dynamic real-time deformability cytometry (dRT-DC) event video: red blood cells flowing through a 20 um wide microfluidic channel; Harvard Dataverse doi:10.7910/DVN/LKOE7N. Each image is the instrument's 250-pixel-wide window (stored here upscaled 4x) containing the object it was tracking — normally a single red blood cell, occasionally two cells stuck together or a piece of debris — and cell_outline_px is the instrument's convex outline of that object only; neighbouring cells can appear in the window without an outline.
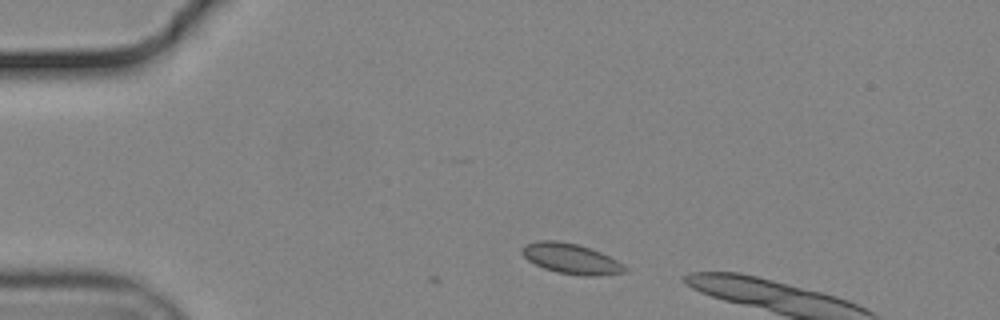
{"species": "common noctule bat (a hibernating species)", "species_latin": "Nyctalus noctula", "temperature_condition": "cold", "stored_images_in_passage": 4, "camera_frame_rate_fps": 3000, "um_per_image_px": 0.085, "animal": {"sex": "male", "body_mass_g": 19.2, "forearm_length_mm": 51.8}, "frame": {"image": 1, "passage_image": 4, "time_ms": 1.0, "image_size_px": [1000, 320], "cell_outline_px": [[628, 268], [624, 272], [592, 276], [584, 276], [556, 272], [544, 268], [528, 260], [520, 252], [520, 248], [524, 244], [536, 240], [556, 240], [576, 244], [600, 252], [624, 264]], "centroid_in_image_um": [48.49, 21.98], "position_along_channel_um": 36.5, "area_um2": 18.09}}